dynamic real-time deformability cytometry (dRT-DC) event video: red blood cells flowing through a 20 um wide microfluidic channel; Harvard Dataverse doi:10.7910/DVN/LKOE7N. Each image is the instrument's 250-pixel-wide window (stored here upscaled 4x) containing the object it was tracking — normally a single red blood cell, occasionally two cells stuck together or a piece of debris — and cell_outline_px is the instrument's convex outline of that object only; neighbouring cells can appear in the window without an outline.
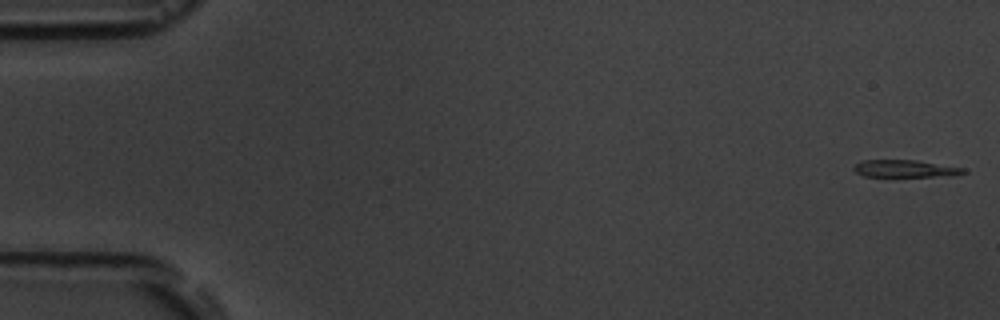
{"species": "common noctule bat (a hibernating species)", "species_latin": "Nyctalus noctula", "temperature_condition": "room temperature", "stored_images_in_passage": 11, "camera_frame_rate_fps": 3000, "um_per_image_px": 0.085, "animal": {"sex": "male", "body_mass_g": 19.5, "forearm_length_mm": 54.6}, "frame": {"image": 1, "passage_image": 1, "time_ms": 0.0, "image_size_px": [1000, 320], "cell_outline_px": [[968, 172], [956, 176], [864, 176], [856, 172], [852, 168], [860, 160], [916, 160], [964, 168]], "centroid_in_image_um": [76.97, 14.33], "position_along_channel_um": 8.0, "area_um2": 11.04}}
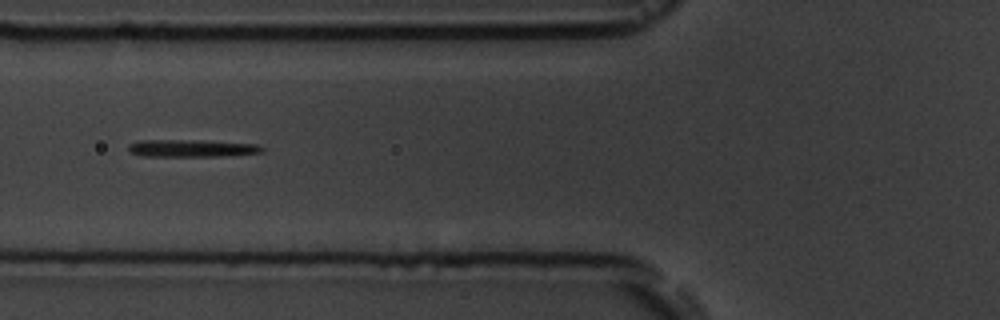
{"frame": {"image": 2, "passage_image": 6, "time_ms": 6.667, "image_size_px": [1000, 320], "cell_outline_px": [[264, 148], [260, 152], [216, 156], [144, 156], [128, 152], [128, 144], [140, 140], [204, 140], [256, 144]], "centroid_in_image_um": [16.21, 12.59], "position_along_channel_um": 109.6, "area_um2": 13.41}}
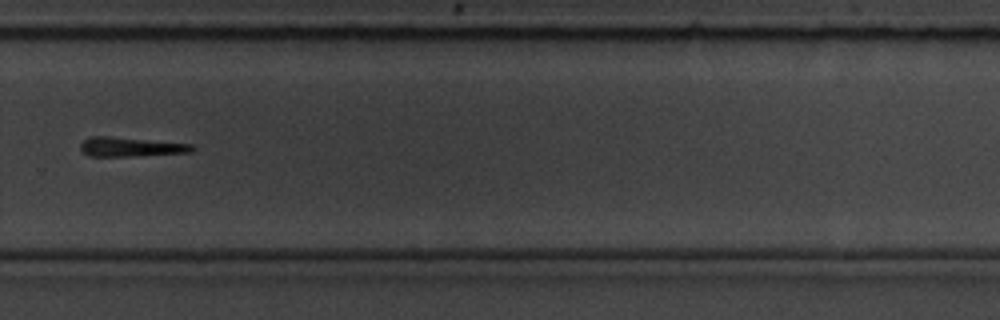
{"frame": {"image": 3, "passage_image": 11, "time_ms": 12.333, "image_size_px": [1000, 320], "cell_outline_px": [[196, 148], [192, 152], [128, 156], [88, 156], [80, 148], [80, 144], [84, 140], [92, 136], [108, 136], [192, 144]], "centroid_in_image_um": [11.11, 12.48], "position_along_channel_um": 318.7, "area_um2": 12.43}}